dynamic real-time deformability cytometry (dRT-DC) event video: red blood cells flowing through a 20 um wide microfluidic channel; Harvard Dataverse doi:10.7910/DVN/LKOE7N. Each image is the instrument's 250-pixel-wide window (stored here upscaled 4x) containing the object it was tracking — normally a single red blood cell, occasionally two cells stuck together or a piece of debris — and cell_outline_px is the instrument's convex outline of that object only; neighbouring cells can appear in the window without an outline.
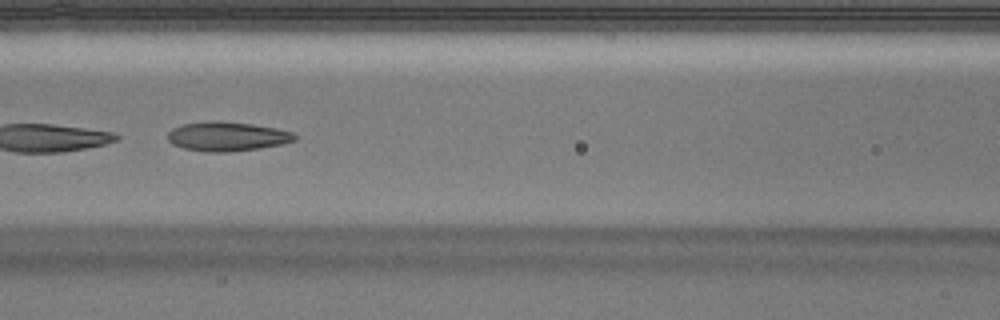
{"species": "Egyptian fruit bat (a non-hibernating species)", "species_latin": "Rousettus aegyptiacus", "temperature_condition": "warm", "stored_images_in_passage": 14, "camera_frame_rate_fps": 3000, "um_per_image_px": 0.085, "animal": {"sex": "male"}, "frame": {"image": 1, "passage_image": 12, "time_ms": 3.667, "image_size_px": [1000, 320], "cell_outline_px": [[296, 140], [280, 144], [260, 148], [232, 152], [208, 152], [184, 148], [172, 144], [168, 140], [168, 132], [172, 128], [180, 124], [212, 120], [220, 120], [252, 124], [276, 128], [292, 132], [296, 136]], "centroid_in_image_um": [19.27, 11.58], "position_along_channel_um": 147.3, "area_um2": 21.85}}